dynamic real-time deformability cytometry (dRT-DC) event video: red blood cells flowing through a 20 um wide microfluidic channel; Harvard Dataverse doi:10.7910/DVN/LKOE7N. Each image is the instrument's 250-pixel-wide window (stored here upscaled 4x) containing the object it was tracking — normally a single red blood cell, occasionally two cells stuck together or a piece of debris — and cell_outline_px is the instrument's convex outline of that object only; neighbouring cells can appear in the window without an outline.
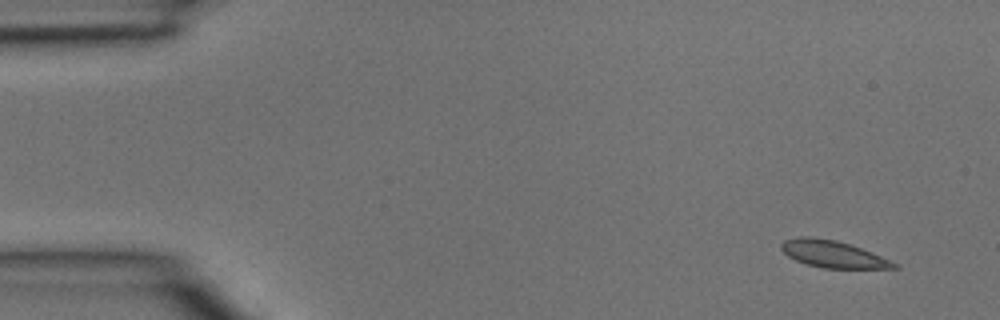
{"species": "common noctule bat (a hibernating species)", "species_latin": "Nyctalus noctula", "temperature_condition": "room temperature", "stored_images_in_passage": 3, "camera_frame_rate_fps": 3000, "um_per_image_px": 0.085, "animal": {"sex": "male", "body_mass_g": 15.6}, "frame": {"image": 1, "passage_image": 1, "time_ms": 0.0, "image_size_px": [1000, 320], "cell_outline_px": [[900, 268], [824, 268], [808, 264], [796, 260], [788, 256], [780, 248], [780, 244], [784, 240], [800, 236], [808, 236], [836, 240], [872, 252], [900, 264]], "centroid_in_image_um": [70.81, 21.59], "position_along_channel_um": 14.2, "area_um2": 17.63}}